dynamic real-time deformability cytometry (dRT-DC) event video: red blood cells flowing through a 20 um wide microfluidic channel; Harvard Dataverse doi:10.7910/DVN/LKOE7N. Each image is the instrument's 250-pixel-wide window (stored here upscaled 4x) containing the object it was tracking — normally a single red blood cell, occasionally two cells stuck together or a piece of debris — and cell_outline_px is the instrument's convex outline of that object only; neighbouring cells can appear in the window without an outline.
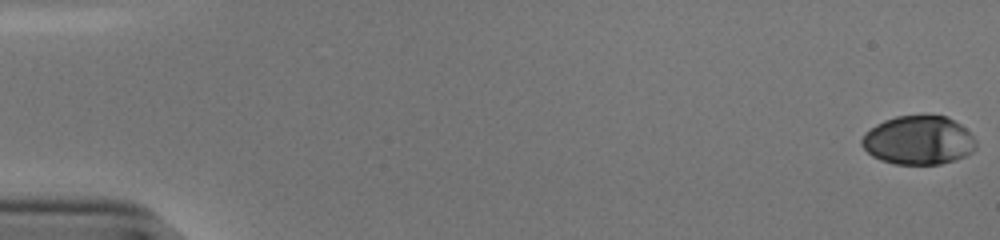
{"species": "human", "species_latin": "Homo sapiens", "temperature_condition": "cold", "stored_images_in_passage": 54, "camera_frame_rate_fps": 3000, "um_per_image_px": 0.085, "donor": {"sex": "male"}, "frame": {"image": 1, "passage_image": 1, "time_ms": 0.0, "image_size_px": [1000, 240], "cell_outline_px": [[976, 148], [972, 152], [956, 160], [940, 164], [896, 164], [880, 160], [872, 156], [860, 144], [860, 140], [864, 132], [876, 124], [884, 120], [896, 116], [948, 116], [960, 124], [976, 140]], "centroid_in_image_um": [78.05, 11.93], "position_along_channel_um": 7.0, "area_um2": 32.54}}
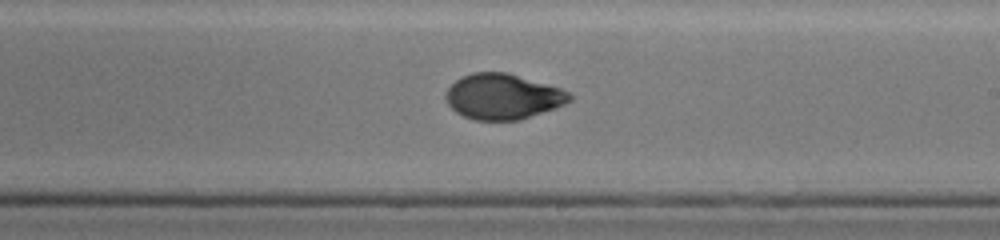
{"frame": {"image": 2, "passage_image": 33, "time_ms": 10.667, "image_size_px": [1000, 240], "cell_outline_px": [[572, 100], [564, 104], [520, 120], [476, 120], [464, 116], [456, 112], [448, 104], [444, 96], [448, 88], [456, 80], [472, 72], [508, 72], [560, 88], [568, 92], [572, 96]], "centroid_in_image_um": [42.73, 8.2], "position_along_channel_um": 246.3, "area_um2": 32.6}}
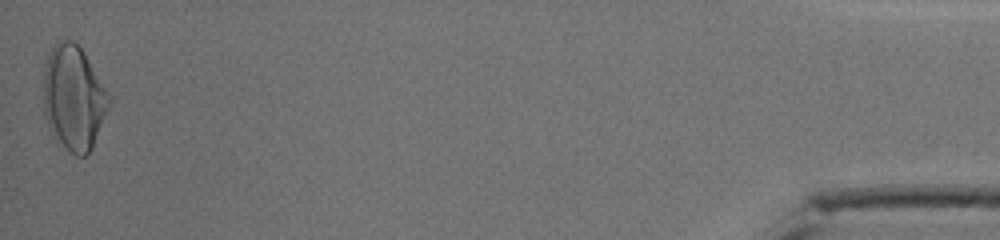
{"frame": {"image": 3, "passage_image": 54, "time_ms": 17.667, "image_size_px": [1000, 240], "cell_outline_px": [[112, 100], [92, 148], [84, 156], [76, 156], [68, 152], [56, 144], [48, 128], [44, 116], [44, 68], [48, 52], [56, 40], [72, 40], [84, 52]], "centroid_in_image_um": [6.23, 8.36], "position_along_channel_um": 429.0, "area_um2": 40.46}, "authors_computed_cell_mechanics": {"area_um2": 32.946, "velocity_mm_per_s": 3.8702, "shape_relaxation_time_tau1_ms": 6.3925, "shape_relaxation_time_tau2_ms": 1.6358, "deformation_change_tau1": 0.2148, "deformation_change_tau2": 0.0491}}